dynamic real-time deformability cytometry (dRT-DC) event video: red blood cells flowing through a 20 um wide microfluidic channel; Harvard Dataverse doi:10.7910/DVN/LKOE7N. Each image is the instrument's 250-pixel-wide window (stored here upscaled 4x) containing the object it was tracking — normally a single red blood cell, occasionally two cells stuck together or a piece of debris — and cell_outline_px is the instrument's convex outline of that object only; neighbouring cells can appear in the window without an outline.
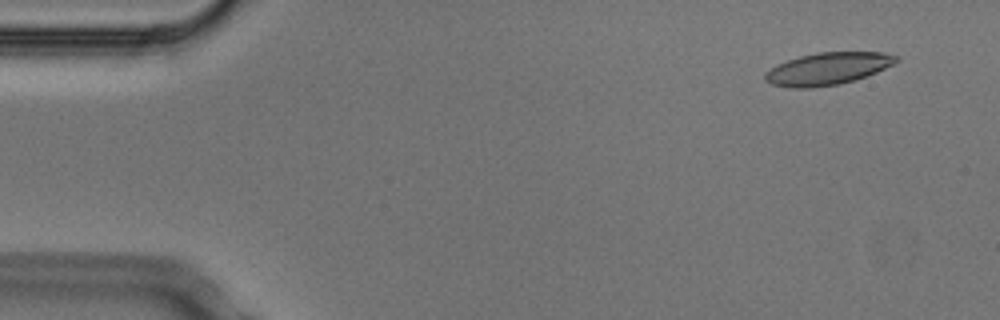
{"species": "Egyptian fruit bat (a non-hibernating species)", "species_latin": "Rousettus aegyptiacus", "temperature_condition": "cold", "stored_images_in_passage": 4, "camera_frame_rate_fps": 3000, "um_per_image_px": 0.085, "animal": {"sex": "male"}, "frame": {"image": 1, "passage_image": 1, "time_ms": 0.0, "image_size_px": [1000, 320], "cell_outline_px": [[900, 60], [876, 72], [856, 80], [840, 84], [812, 88], [788, 88], [772, 84], [764, 80], [764, 72], [776, 64], [800, 56], [816, 52], [884, 52], [900, 56]], "centroid_in_image_um": [70.34, 5.84], "position_along_channel_um": 14.7, "area_um2": 24.91}}
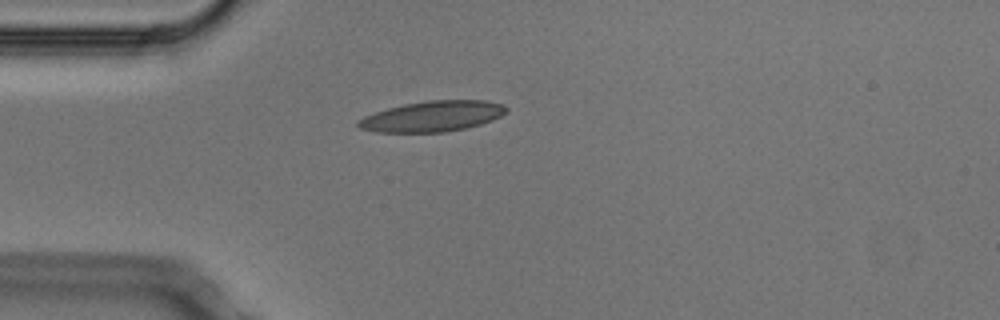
{"frame": {"image": 2, "passage_image": 4, "time_ms": 1.0, "image_size_px": [1000, 320], "cell_outline_px": [[508, 112], [492, 120], [468, 128], [444, 132], [376, 132], [360, 128], [356, 124], [356, 120], [364, 116], [388, 108], [404, 104], [428, 100], [488, 100], [504, 104], [508, 108]], "centroid_in_image_um": [36.79, 9.88], "position_along_channel_um": 48.2, "area_um2": 26.59}}